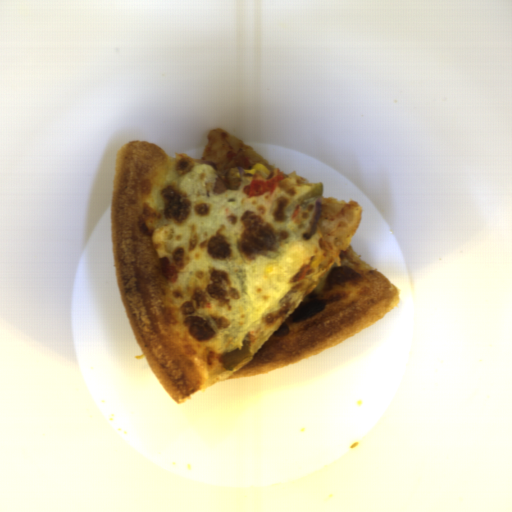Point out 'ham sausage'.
I'll return each mask as SVG.
<instances>
[{
  "label": "ham sausage",
  "mask_w": 512,
  "mask_h": 512,
  "mask_svg": "<svg viewBox=\"0 0 512 512\" xmlns=\"http://www.w3.org/2000/svg\"><path fill=\"white\" fill-rule=\"evenodd\" d=\"M195 165L193 158L188 154L184 153H175V171L177 174L186 175L190 172V170Z\"/></svg>",
  "instance_id": "1"
}]
</instances>
